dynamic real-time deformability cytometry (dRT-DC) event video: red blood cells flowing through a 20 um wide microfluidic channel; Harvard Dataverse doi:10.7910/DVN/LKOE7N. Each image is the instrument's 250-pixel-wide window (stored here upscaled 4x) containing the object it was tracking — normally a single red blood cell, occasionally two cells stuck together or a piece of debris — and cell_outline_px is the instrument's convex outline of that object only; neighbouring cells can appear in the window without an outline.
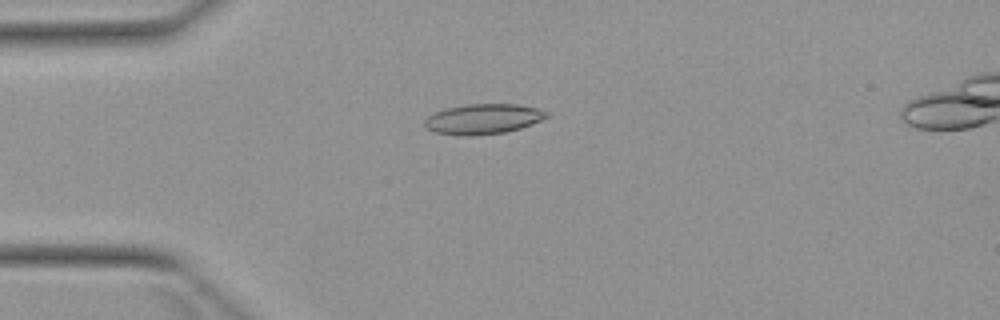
{"species": "Egyptian fruit bat (a non-hibernating species)", "species_latin": "Rousettus aegyptiacus", "temperature_condition": "warm", "stored_images_in_passage": 6, "camera_frame_rate_fps": 3000, "um_per_image_px": 0.085, "animal": {"sex": "female"}, "frame": {"image": 1, "passage_image": 4, "time_ms": 3.333, "image_size_px": [1000, 320], "cell_outline_px": [[548, 116], [544, 120], [520, 128], [504, 132], [472, 136], [460, 136], [432, 132], [424, 128], [424, 120], [428, 116], [444, 108], [464, 104], [520, 104], [536, 108], [548, 112]], "centroid_in_image_um": [41.03, 10.12], "position_along_channel_um": 44.0, "area_um2": 21.79}}
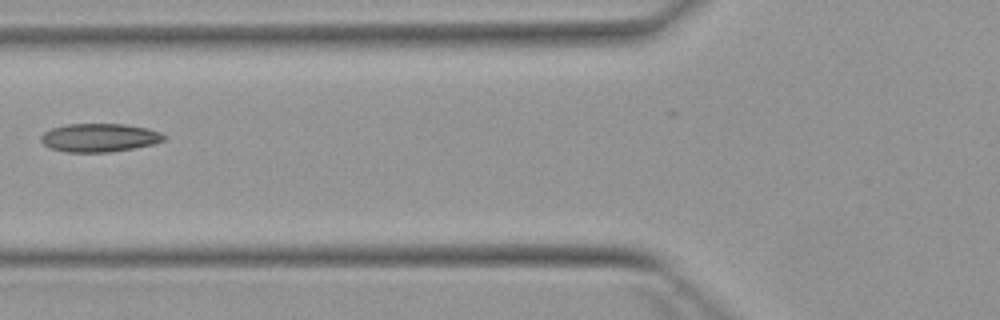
{"frame": {"image": 2, "passage_image": 6, "time_ms": 5.667, "image_size_px": [1000, 320], "cell_outline_px": [[164, 140], [152, 144], [132, 148], [108, 152], [68, 152], [48, 148], [40, 140], [40, 136], [44, 132], [52, 128], [68, 124], [124, 124], [148, 128], [160, 132], [164, 136]], "centroid_in_image_um": [8.41, 11.7], "position_along_channel_um": 117.4, "area_um2": 20.23}}